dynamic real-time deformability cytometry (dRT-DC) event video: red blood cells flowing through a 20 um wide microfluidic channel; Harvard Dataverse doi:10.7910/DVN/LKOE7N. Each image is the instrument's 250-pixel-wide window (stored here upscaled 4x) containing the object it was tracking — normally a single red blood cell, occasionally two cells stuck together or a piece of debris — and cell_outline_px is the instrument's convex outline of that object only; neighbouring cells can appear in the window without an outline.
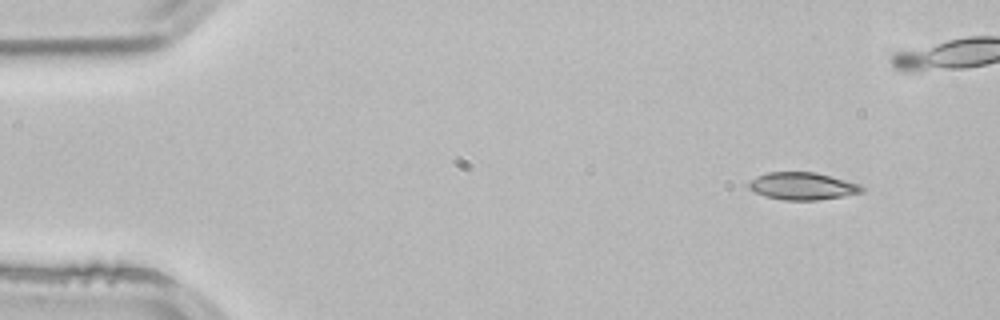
{"species": "common noctule bat (a hibernating species)", "species_latin": "Nyctalus noctula", "temperature_condition": "room temperature", "stored_images_in_passage": 4, "camera_frame_rate_fps": 3000, "um_per_image_px": 0.085, "animal": {"sex": "male", "body_mass_g": 21.5, "forearm_length_mm": 52.0}, "frame": {"image": 1, "passage_image": 1, "time_ms": 0.0, "image_size_px": [1000, 320], "cell_outline_px": [[864, 192], [844, 196], [816, 200], [784, 200], [764, 196], [748, 188], [748, 184], [756, 176], [768, 172], [816, 172], [860, 184], [864, 188]], "centroid_in_image_um": [68.22, 15.82], "position_along_channel_um": 16.8, "area_um2": 18.03}}